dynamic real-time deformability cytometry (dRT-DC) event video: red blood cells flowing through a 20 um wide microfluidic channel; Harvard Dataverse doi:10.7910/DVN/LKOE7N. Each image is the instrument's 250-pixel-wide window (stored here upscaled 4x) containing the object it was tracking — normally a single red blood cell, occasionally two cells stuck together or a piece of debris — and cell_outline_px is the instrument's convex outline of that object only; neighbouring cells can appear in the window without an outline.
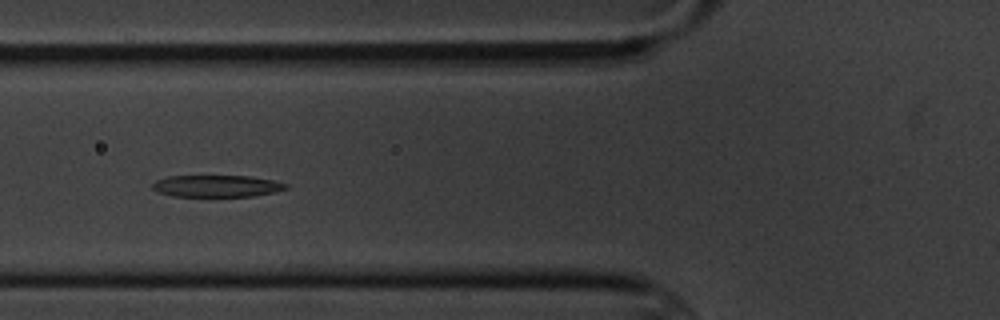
{"species": "common noctule bat (a hibernating species)", "species_latin": "Nyctalus noctula", "temperature_condition": "cold", "stored_images_in_passage": 4, "camera_frame_rate_fps": 3000, "um_per_image_px": 0.085, "animal": {"sex": "male", "body_mass_g": 20.1, "forearm_length_mm": 53.5}, "frame": {"image": 1, "passage_image": 2, "time_ms": 1.333, "image_size_px": [1000, 320], "cell_outline_px": [[288, 188], [276, 192], [252, 196], [172, 196], [160, 192], [152, 188], [152, 184], [156, 180], [168, 176], [248, 176], [272, 180], [288, 184]], "centroid_in_image_um": [18.43, 15.81], "position_along_channel_um": 107.4, "area_um2": 16.88}}
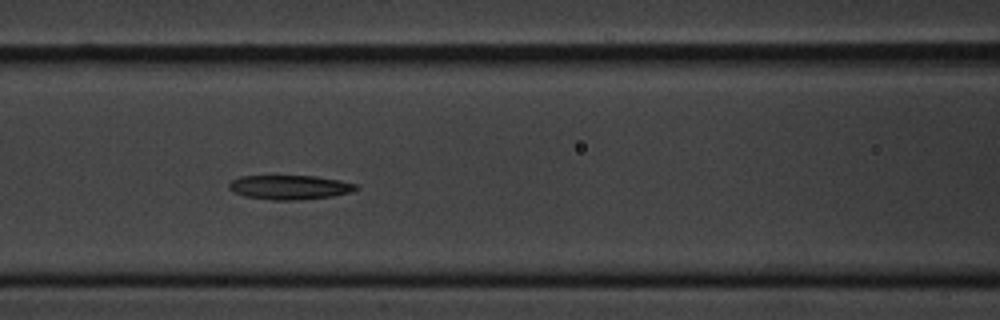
{"frame": {"image": 2, "passage_image": 3, "time_ms": 2.333, "image_size_px": [1000, 320], "cell_outline_px": [[360, 188], [352, 192], [332, 196], [296, 200], [272, 200], [244, 196], [228, 188], [228, 184], [232, 180], [240, 176], [316, 176], [340, 180], [356, 184]], "centroid_in_image_um": [24.65, 15.91], "position_along_channel_um": 142.0, "area_um2": 17.98}}
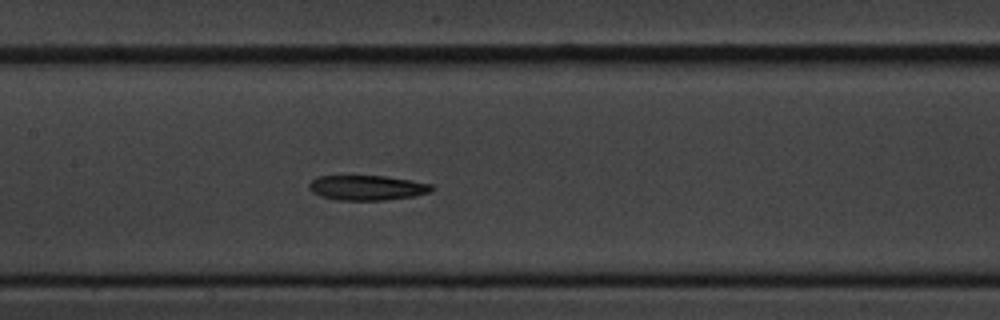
{"frame": {"image": 3, "passage_image": 4, "time_ms": 3.333, "image_size_px": [1000, 320], "cell_outline_px": [[436, 188], [432, 192], [412, 196], [384, 200], [340, 200], [320, 196], [312, 192], [308, 188], [308, 184], [316, 176], [384, 176], [412, 180], [432, 184]], "centroid_in_image_um": [31.22, 15.95], "position_along_channel_um": 176.2, "area_um2": 17.92}}